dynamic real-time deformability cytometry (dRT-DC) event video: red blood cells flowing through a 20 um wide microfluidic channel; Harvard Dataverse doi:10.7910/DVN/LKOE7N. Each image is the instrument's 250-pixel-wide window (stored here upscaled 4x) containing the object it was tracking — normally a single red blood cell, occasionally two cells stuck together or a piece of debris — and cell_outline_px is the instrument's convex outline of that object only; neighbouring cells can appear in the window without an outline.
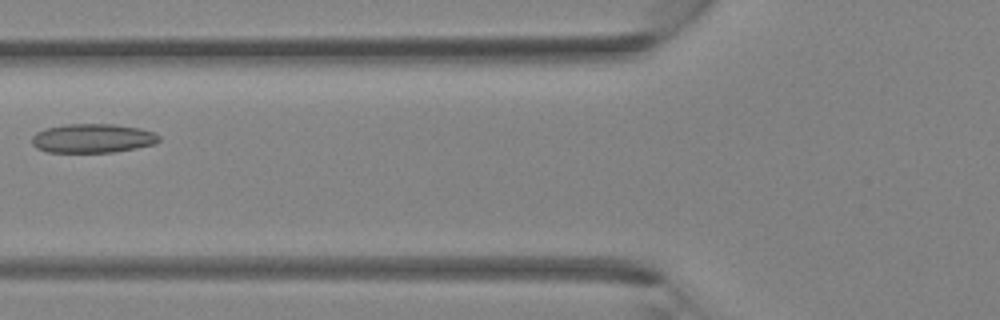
{"species": "Egyptian fruit bat (a non-hibernating species)", "species_latin": "Rousettus aegyptiacus", "temperature_condition": "room temperature", "stored_images_in_passage": 5, "camera_frame_rate_fps": 3000, "um_per_image_px": 0.085, "animal": {"sex": "female"}, "frame": {"image": 1, "passage_image": 5, "time_ms": 4.667, "image_size_px": [1000, 320], "cell_outline_px": [[160, 140], [152, 144], [136, 148], [112, 152], [48, 152], [36, 148], [32, 144], [32, 136], [36, 132], [48, 128], [64, 124], [116, 124], [140, 128], [152, 132], [160, 136]], "centroid_in_image_um": [7.86, 11.75], "position_along_channel_um": 117.9, "area_um2": 21.44}}